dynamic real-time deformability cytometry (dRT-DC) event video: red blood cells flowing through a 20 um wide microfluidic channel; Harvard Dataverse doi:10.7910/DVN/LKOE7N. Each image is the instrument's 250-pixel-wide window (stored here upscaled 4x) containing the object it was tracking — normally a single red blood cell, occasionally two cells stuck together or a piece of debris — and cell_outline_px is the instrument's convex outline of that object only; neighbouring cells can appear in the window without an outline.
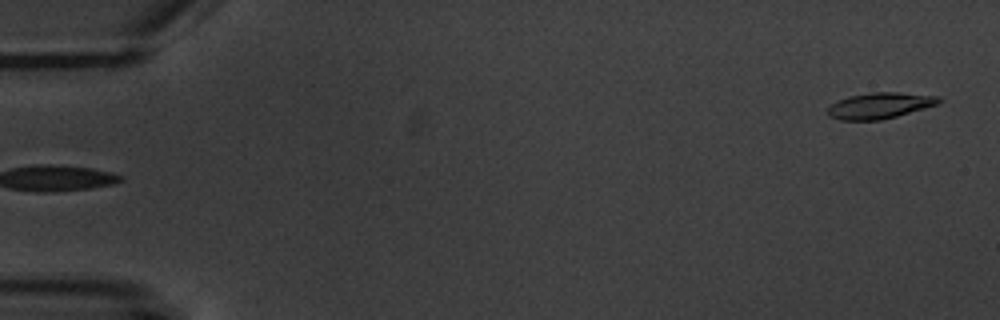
{"species": "common noctule bat (a hibernating species)", "species_latin": "Nyctalus noctula", "temperature_condition": "warm", "stored_images_in_passage": 6, "segment_of_instrument_passage": [2, 2], "camera_frame_rate_fps": 3000, "um_per_image_px": 0.085, "animal": {"sex": "male", "body_mass_g": 20.1, "forearm_length_mm": 53.5}, "frame": {"image": 1, "passage_image": 6, "time_ms": 5.667, "image_size_px": [1000, 320], "cell_outline_px": [[944, 100], [936, 104], [924, 108], [896, 116], [880, 120], [840, 120], [828, 116], [828, 108], [832, 104], [848, 96], [872, 92], [896, 92], [940, 96]], "centroid_in_image_um": [74.79, 8.97], "position_along_channel_um": 10.2, "area_um2": 16.7}}